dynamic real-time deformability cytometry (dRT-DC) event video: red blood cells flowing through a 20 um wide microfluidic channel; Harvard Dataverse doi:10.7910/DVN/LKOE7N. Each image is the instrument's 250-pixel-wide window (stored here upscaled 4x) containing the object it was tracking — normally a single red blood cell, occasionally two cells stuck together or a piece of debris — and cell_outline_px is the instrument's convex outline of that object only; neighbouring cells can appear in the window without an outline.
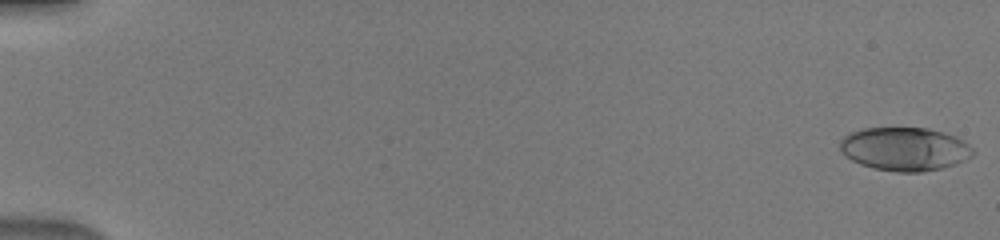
{"species": "human", "species_latin": "Homo sapiens", "temperature_condition": "warm", "stored_images_in_passage": 50, "camera_frame_rate_fps": 3000, "um_per_image_px": 0.085, "donor": {"sex": "male"}, "frame": {"image": 1, "passage_image": 1, "time_ms": 0.0, "image_size_px": [1000, 240], "cell_outline_px": [[976, 152], [972, 156], [956, 164], [944, 168], [920, 172], [896, 172], [872, 168], [860, 164], [844, 156], [840, 152], [840, 140], [848, 132], [864, 128], [928, 128], [944, 132], [956, 136], [964, 140]], "centroid_in_image_um": [76.89, 12.66], "position_along_channel_um": 8.1, "area_um2": 34.1}}
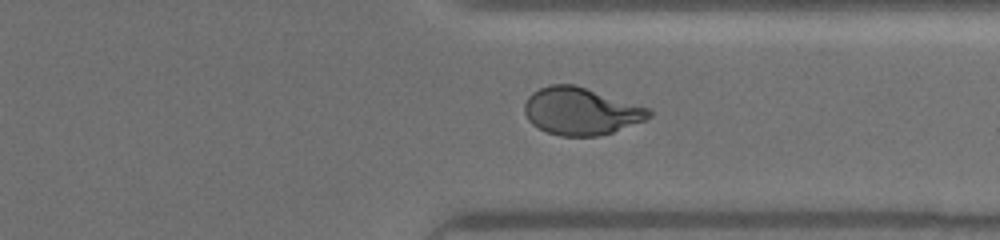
{"frame": {"image": 2, "passage_image": 40, "time_ms": 13.0, "image_size_px": [1000, 240], "cell_outline_px": [[652, 116], [644, 120], [612, 132], [596, 136], [560, 136], [548, 132], [532, 124], [528, 120], [524, 112], [524, 104], [528, 96], [532, 92], [540, 88], [552, 84], [576, 84], [652, 108]], "centroid_in_image_um": [49.39, 9.43], "position_along_channel_um": 362.0, "area_um2": 34.56}}
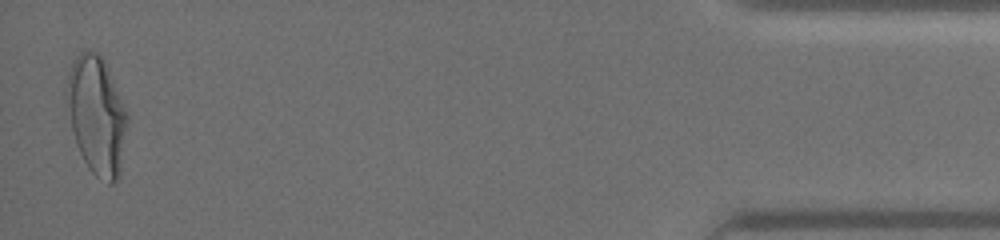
{"frame": {"image": 3, "passage_image": 50, "time_ms": 16.333, "image_size_px": [1000, 240], "cell_outline_px": [[128, 120], [120, 176], [112, 184], [108, 184], [96, 176], [88, 168], [76, 144], [72, 128], [64, 92], [68, 72], [76, 56], [84, 48], [96, 52], [104, 60], [128, 116]], "centroid_in_image_um": [8.2, 9.81], "position_along_channel_um": 427.0, "area_um2": 41.73}}